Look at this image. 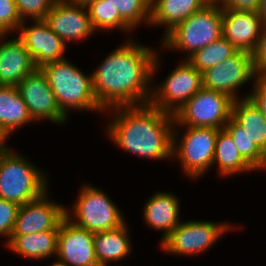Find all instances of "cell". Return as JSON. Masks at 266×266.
<instances>
[{
	"label": "cell",
	"mask_w": 266,
	"mask_h": 266,
	"mask_svg": "<svg viewBox=\"0 0 266 266\" xmlns=\"http://www.w3.org/2000/svg\"><path fill=\"white\" fill-rule=\"evenodd\" d=\"M158 51L128 37L101 60L91 72L98 104L104 110L149 104L153 78L162 64Z\"/></svg>",
	"instance_id": "obj_1"
},
{
	"label": "cell",
	"mask_w": 266,
	"mask_h": 266,
	"mask_svg": "<svg viewBox=\"0 0 266 266\" xmlns=\"http://www.w3.org/2000/svg\"><path fill=\"white\" fill-rule=\"evenodd\" d=\"M104 112H110L105 134L119 149L141 158L172 160L174 115L150 104L118 106Z\"/></svg>",
	"instance_id": "obj_2"
},
{
	"label": "cell",
	"mask_w": 266,
	"mask_h": 266,
	"mask_svg": "<svg viewBox=\"0 0 266 266\" xmlns=\"http://www.w3.org/2000/svg\"><path fill=\"white\" fill-rule=\"evenodd\" d=\"M253 67L257 76L266 72V27L263 28L255 49L251 52Z\"/></svg>",
	"instance_id": "obj_34"
},
{
	"label": "cell",
	"mask_w": 266,
	"mask_h": 266,
	"mask_svg": "<svg viewBox=\"0 0 266 266\" xmlns=\"http://www.w3.org/2000/svg\"><path fill=\"white\" fill-rule=\"evenodd\" d=\"M70 1L82 4V5H87L90 1H93V0H70Z\"/></svg>",
	"instance_id": "obj_38"
},
{
	"label": "cell",
	"mask_w": 266,
	"mask_h": 266,
	"mask_svg": "<svg viewBox=\"0 0 266 266\" xmlns=\"http://www.w3.org/2000/svg\"><path fill=\"white\" fill-rule=\"evenodd\" d=\"M257 14L261 20L262 27H266V0H260Z\"/></svg>",
	"instance_id": "obj_36"
},
{
	"label": "cell",
	"mask_w": 266,
	"mask_h": 266,
	"mask_svg": "<svg viewBox=\"0 0 266 266\" xmlns=\"http://www.w3.org/2000/svg\"><path fill=\"white\" fill-rule=\"evenodd\" d=\"M79 192L72 207L65 208L66 218L75 225L96 233L118 228L127 222L122 210L101 188L87 183Z\"/></svg>",
	"instance_id": "obj_7"
},
{
	"label": "cell",
	"mask_w": 266,
	"mask_h": 266,
	"mask_svg": "<svg viewBox=\"0 0 266 266\" xmlns=\"http://www.w3.org/2000/svg\"><path fill=\"white\" fill-rule=\"evenodd\" d=\"M50 266H63V265H61V264H59V263H57V262L55 261V262H53Z\"/></svg>",
	"instance_id": "obj_41"
},
{
	"label": "cell",
	"mask_w": 266,
	"mask_h": 266,
	"mask_svg": "<svg viewBox=\"0 0 266 266\" xmlns=\"http://www.w3.org/2000/svg\"><path fill=\"white\" fill-rule=\"evenodd\" d=\"M143 207L145 225L163 231L160 243L177 227L180 221V201L172 192L157 191L149 196Z\"/></svg>",
	"instance_id": "obj_19"
},
{
	"label": "cell",
	"mask_w": 266,
	"mask_h": 266,
	"mask_svg": "<svg viewBox=\"0 0 266 266\" xmlns=\"http://www.w3.org/2000/svg\"><path fill=\"white\" fill-rule=\"evenodd\" d=\"M27 22L23 21L16 33H19L17 37L23 42L37 68L49 62L65 59L66 43L44 20H31L30 26H26Z\"/></svg>",
	"instance_id": "obj_16"
},
{
	"label": "cell",
	"mask_w": 266,
	"mask_h": 266,
	"mask_svg": "<svg viewBox=\"0 0 266 266\" xmlns=\"http://www.w3.org/2000/svg\"><path fill=\"white\" fill-rule=\"evenodd\" d=\"M44 21L66 45L86 40L95 33L87 6L70 0H57Z\"/></svg>",
	"instance_id": "obj_15"
},
{
	"label": "cell",
	"mask_w": 266,
	"mask_h": 266,
	"mask_svg": "<svg viewBox=\"0 0 266 266\" xmlns=\"http://www.w3.org/2000/svg\"><path fill=\"white\" fill-rule=\"evenodd\" d=\"M264 170L266 171V152L264 153Z\"/></svg>",
	"instance_id": "obj_40"
},
{
	"label": "cell",
	"mask_w": 266,
	"mask_h": 266,
	"mask_svg": "<svg viewBox=\"0 0 266 266\" xmlns=\"http://www.w3.org/2000/svg\"><path fill=\"white\" fill-rule=\"evenodd\" d=\"M234 99L202 87L174 114V126L224 129L232 115Z\"/></svg>",
	"instance_id": "obj_9"
},
{
	"label": "cell",
	"mask_w": 266,
	"mask_h": 266,
	"mask_svg": "<svg viewBox=\"0 0 266 266\" xmlns=\"http://www.w3.org/2000/svg\"><path fill=\"white\" fill-rule=\"evenodd\" d=\"M32 122L35 121L18 88L0 85V130L10 139V135Z\"/></svg>",
	"instance_id": "obj_22"
},
{
	"label": "cell",
	"mask_w": 266,
	"mask_h": 266,
	"mask_svg": "<svg viewBox=\"0 0 266 266\" xmlns=\"http://www.w3.org/2000/svg\"><path fill=\"white\" fill-rule=\"evenodd\" d=\"M65 58L40 67L56 97L60 110L68 117L72 111L104 113L92 87V74H86Z\"/></svg>",
	"instance_id": "obj_3"
},
{
	"label": "cell",
	"mask_w": 266,
	"mask_h": 266,
	"mask_svg": "<svg viewBox=\"0 0 266 266\" xmlns=\"http://www.w3.org/2000/svg\"><path fill=\"white\" fill-rule=\"evenodd\" d=\"M260 0H223L219 6L222 9H229L243 12H257Z\"/></svg>",
	"instance_id": "obj_35"
},
{
	"label": "cell",
	"mask_w": 266,
	"mask_h": 266,
	"mask_svg": "<svg viewBox=\"0 0 266 266\" xmlns=\"http://www.w3.org/2000/svg\"><path fill=\"white\" fill-rule=\"evenodd\" d=\"M256 77L251 52L245 50H238L230 58L202 73L204 88L225 93L234 100L240 99L238 91L243 85L253 83Z\"/></svg>",
	"instance_id": "obj_11"
},
{
	"label": "cell",
	"mask_w": 266,
	"mask_h": 266,
	"mask_svg": "<svg viewBox=\"0 0 266 266\" xmlns=\"http://www.w3.org/2000/svg\"><path fill=\"white\" fill-rule=\"evenodd\" d=\"M90 21L94 31L121 30L127 34L134 31L119 15L117 10L106 3L105 0H93L87 5ZM130 32V33H129Z\"/></svg>",
	"instance_id": "obj_26"
},
{
	"label": "cell",
	"mask_w": 266,
	"mask_h": 266,
	"mask_svg": "<svg viewBox=\"0 0 266 266\" xmlns=\"http://www.w3.org/2000/svg\"><path fill=\"white\" fill-rule=\"evenodd\" d=\"M49 191L38 199L19 207L12 235L59 231V226L66 217V206L53 202L49 197Z\"/></svg>",
	"instance_id": "obj_13"
},
{
	"label": "cell",
	"mask_w": 266,
	"mask_h": 266,
	"mask_svg": "<svg viewBox=\"0 0 266 266\" xmlns=\"http://www.w3.org/2000/svg\"><path fill=\"white\" fill-rule=\"evenodd\" d=\"M59 231H42L34 234L11 235L5 248L21 258L35 260L48 259L57 254Z\"/></svg>",
	"instance_id": "obj_23"
},
{
	"label": "cell",
	"mask_w": 266,
	"mask_h": 266,
	"mask_svg": "<svg viewBox=\"0 0 266 266\" xmlns=\"http://www.w3.org/2000/svg\"><path fill=\"white\" fill-rule=\"evenodd\" d=\"M262 77L266 80V72L262 75Z\"/></svg>",
	"instance_id": "obj_42"
},
{
	"label": "cell",
	"mask_w": 266,
	"mask_h": 266,
	"mask_svg": "<svg viewBox=\"0 0 266 266\" xmlns=\"http://www.w3.org/2000/svg\"><path fill=\"white\" fill-rule=\"evenodd\" d=\"M56 258L63 266H99L93 233L65 217L59 226Z\"/></svg>",
	"instance_id": "obj_14"
},
{
	"label": "cell",
	"mask_w": 266,
	"mask_h": 266,
	"mask_svg": "<svg viewBox=\"0 0 266 266\" xmlns=\"http://www.w3.org/2000/svg\"><path fill=\"white\" fill-rule=\"evenodd\" d=\"M8 137L0 130V153H2L7 147Z\"/></svg>",
	"instance_id": "obj_37"
},
{
	"label": "cell",
	"mask_w": 266,
	"mask_h": 266,
	"mask_svg": "<svg viewBox=\"0 0 266 266\" xmlns=\"http://www.w3.org/2000/svg\"><path fill=\"white\" fill-rule=\"evenodd\" d=\"M238 50L223 36L207 46L197 50L187 61L199 72L220 64Z\"/></svg>",
	"instance_id": "obj_27"
},
{
	"label": "cell",
	"mask_w": 266,
	"mask_h": 266,
	"mask_svg": "<svg viewBox=\"0 0 266 266\" xmlns=\"http://www.w3.org/2000/svg\"><path fill=\"white\" fill-rule=\"evenodd\" d=\"M262 30L257 12L222 9V36L237 50L252 52Z\"/></svg>",
	"instance_id": "obj_18"
},
{
	"label": "cell",
	"mask_w": 266,
	"mask_h": 266,
	"mask_svg": "<svg viewBox=\"0 0 266 266\" xmlns=\"http://www.w3.org/2000/svg\"><path fill=\"white\" fill-rule=\"evenodd\" d=\"M19 207L14 202L0 198V237H7L5 245L12 235Z\"/></svg>",
	"instance_id": "obj_32"
},
{
	"label": "cell",
	"mask_w": 266,
	"mask_h": 266,
	"mask_svg": "<svg viewBox=\"0 0 266 266\" xmlns=\"http://www.w3.org/2000/svg\"><path fill=\"white\" fill-rule=\"evenodd\" d=\"M223 0H206L207 4H220Z\"/></svg>",
	"instance_id": "obj_39"
},
{
	"label": "cell",
	"mask_w": 266,
	"mask_h": 266,
	"mask_svg": "<svg viewBox=\"0 0 266 266\" xmlns=\"http://www.w3.org/2000/svg\"><path fill=\"white\" fill-rule=\"evenodd\" d=\"M121 18L133 29L138 28L142 22L150 23L151 0H105Z\"/></svg>",
	"instance_id": "obj_29"
},
{
	"label": "cell",
	"mask_w": 266,
	"mask_h": 266,
	"mask_svg": "<svg viewBox=\"0 0 266 266\" xmlns=\"http://www.w3.org/2000/svg\"><path fill=\"white\" fill-rule=\"evenodd\" d=\"M206 0H151L149 26L164 27V37L176 25L206 5Z\"/></svg>",
	"instance_id": "obj_21"
},
{
	"label": "cell",
	"mask_w": 266,
	"mask_h": 266,
	"mask_svg": "<svg viewBox=\"0 0 266 266\" xmlns=\"http://www.w3.org/2000/svg\"><path fill=\"white\" fill-rule=\"evenodd\" d=\"M215 164L218 166V174L222 178L255 170L241 156L232 137L225 129L218 131L212 166Z\"/></svg>",
	"instance_id": "obj_24"
},
{
	"label": "cell",
	"mask_w": 266,
	"mask_h": 266,
	"mask_svg": "<svg viewBox=\"0 0 266 266\" xmlns=\"http://www.w3.org/2000/svg\"><path fill=\"white\" fill-rule=\"evenodd\" d=\"M22 22L14 0H0V34L17 32Z\"/></svg>",
	"instance_id": "obj_31"
},
{
	"label": "cell",
	"mask_w": 266,
	"mask_h": 266,
	"mask_svg": "<svg viewBox=\"0 0 266 266\" xmlns=\"http://www.w3.org/2000/svg\"><path fill=\"white\" fill-rule=\"evenodd\" d=\"M167 75L163 82H152L149 104L174 115L203 87L202 73L187 60H181Z\"/></svg>",
	"instance_id": "obj_10"
},
{
	"label": "cell",
	"mask_w": 266,
	"mask_h": 266,
	"mask_svg": "<svg viewBox=\"0 0 266 266\" xmlns=\"http://www.w3.org/2000/svg\"><path fill=\"white\" fill-rule=\"evenodd\" d=\"M224 129L232 137L241 156L256 170H264V153L253 143L240 126L232 117L229 119Z\"/></svg>",
	"instance_id": "obj_28"
},
{
	"label": "cell",
	"mask_w": 266,
	"mask_h": 266,
	"mask_svg": "<svg viewBox=\"0 0 266 266\" xmlns=\"http://www.w3.org/2000/svg\"><path fill=\"white\" fill-rule=\"evenodd\" d=\"M41 170L8 146L0 153V198L21 206L41 197L49 190L48 175Z\"/></svg>",
	"instance_id": "obj_4"
},
{
	"label": "cell",
	"mask_w": 266,
	"mask_h": 266,
	"mask_svg": "<svg viewBox=\"0 0 266 266\" xmlns=\"http://www.w3.org/2000/svg\"><path fill=\"white\" fill-rule=\"evenodd\" d=\"M56 1L57 0H14L22 21L28 19L44 20Z\"/></svg>",
	"instance_id": "obj_30"
},
{
	"label": "cell",
	"mask_w": 266,
	"mask_h": 266,
	"mask_svg": "<svg viewBox=\"0 0 266 266\" xmlns=\"http://www.w3.org/2000/svg\"><path fill=\"white\" fill-rule=\"evenodd\" d=\"M231 117L245 130L253 143L266 152V120L248 98L234 100Z\"/></svg>",
	"instance_id": "obj_25"
},
{
	"label": "cell",
	"mask_w": 266,
	"mask_h": 266,
	"mask_svg": "<svg viewBox=\"0 0 266 266\" xmlns=\"http://www.w3.org/2000/svg\"><path fill=\"white\" fill-rule=\"evenodd\" d=\"M233 228L235 225L232 226L230 222L181 221L160 243V248L165 253L175 256L202 255Z\"/></svg>",
	"instance_id": "obj_8"
},
{
	"label": "cell",
	"mask_w": 266,
	"mask_h": 266,
	"mask_svg": "<svg viewBox=\"0 0 266 266\" xmlns=\"http://www.w3.org/2000/svg\"><path fill=\"white\" fill-rule=\"evenodd\" d=\"M221 36L222 8L219 4H206L162 37L159 45H161L160 48L162 47L161 50L184 51L188 55L182 59L187 60L197 50Z\"/></svg>",
	"instance_id": "obj_5"
},
{
	"label": "cell",
	"mask_w": 266,
	"mask_h": 266,
	"mask_svg": "<svg viewBox=\"0 0 266 266\" xmlns=\"http://www.w3.org/2000/svg\"><path fill=\"white\" fill-rule=\"evenodd\" d=\"M16 87L35 122L48 120L57 125L66 124L69 117L60 110L47 78L40 68H36Z\"/></svg>",
	"instance_id": "obj_12"
},
{
	"label": "cell",
	"mask_w": 266,
	"mask_h": 266,
	"mask_svg": "<svg viewBox=\"0 0 266 266\" xmlns=\"http://www.w3.org/2000/svg\"><path fill=\"white\" fill-rule=\"evenodd\" d=\"M182 127L185 128V132L179 135L181 129L178 128ZM219 130L216 128L174 126L172 161L177 158L176 161H179L182 172L191 180H198L211 170Z\"/></svg>",
	"instance_id": "obj_6"
},
{
	"label": "cell",
	"mask_w": 266,
	"mask_h": 266,
	"mask_svg": "<svg viewBox=\"0 0 266 266\" xmlns=\"http://www.w3.org/2000/svg\"><path fill=\"white\" fill-rule=\"evenodd\" d=\"M252 85L250 93L247 92L243 98L253 102L266 120V80L262 76H257Z\"/></svg>",
	"instance_id": "obj_33"
},
{
	"label": "cell",
	"mask_w": 266,
	"mask_h": 266,
	"mask_svg": "<svg viewBox=\"0 0 266 266\" xmlns=\"http://www.w3.org/2000/svg\"><path fill=\"white\" fill-rule=\"evenodd\" d=\"M9 36L0 34V85L17 86L37 67L23 42Z\"/></svg>",
	"instance_id": "obj_17"
},
{
	"label": "cell",
	"mask_w": 266,
	"mask_h": 266,
	"mask_svg": "<svg viewBox=\"0 0 266 266\" xmlns=\"http://www.w3.org/2000/svg\"><path fill=\"white\" fill-rule=\"evenodd\" d=\"M128 223L104 232L93 233V243L99 266L126 259L132 253Z\"/></svg>",
	"instance_id": "obj_20"
}]
</instances>
